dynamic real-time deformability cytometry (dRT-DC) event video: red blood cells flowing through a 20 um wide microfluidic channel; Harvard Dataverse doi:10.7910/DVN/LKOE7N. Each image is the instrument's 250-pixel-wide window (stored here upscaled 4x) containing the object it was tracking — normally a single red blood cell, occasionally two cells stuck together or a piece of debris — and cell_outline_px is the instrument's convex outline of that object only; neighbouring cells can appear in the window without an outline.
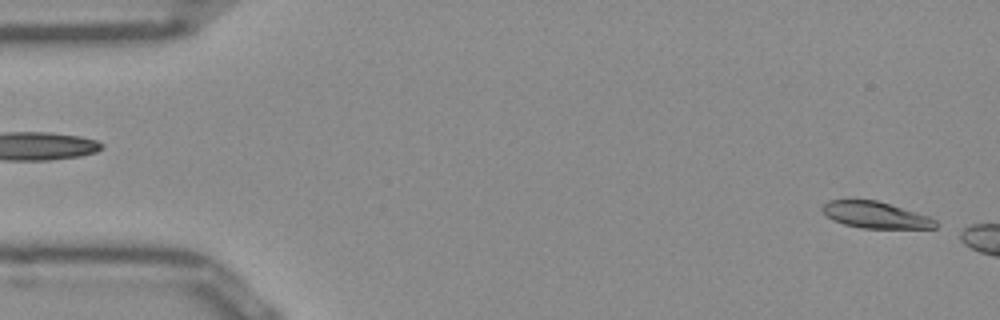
{"species": "Egyptian fruit bat (a non-hibernating species)", "species_latin": "Rousettus aegyptiacus", "temperature_condition": "room temperature", "stored_images_in_passage": 5, "camera_frame_rate_fps": 3000, "um_per_image_px": 0.085, "frame": {"image": 1, "passage_image": 1, "time_ms": 0.0, "image_size_px": [1000, 320], "cell_outline_px": [[940, 224], [936, 228], [860, 228], [844, 224], [832, 220], [820, 208], [828, 200], [876, 200], [932, 216]], "centroid_in_image_um": [74.48, 18.28], "position_along_channel_um": 10.5, "area_um2": 17.63}}